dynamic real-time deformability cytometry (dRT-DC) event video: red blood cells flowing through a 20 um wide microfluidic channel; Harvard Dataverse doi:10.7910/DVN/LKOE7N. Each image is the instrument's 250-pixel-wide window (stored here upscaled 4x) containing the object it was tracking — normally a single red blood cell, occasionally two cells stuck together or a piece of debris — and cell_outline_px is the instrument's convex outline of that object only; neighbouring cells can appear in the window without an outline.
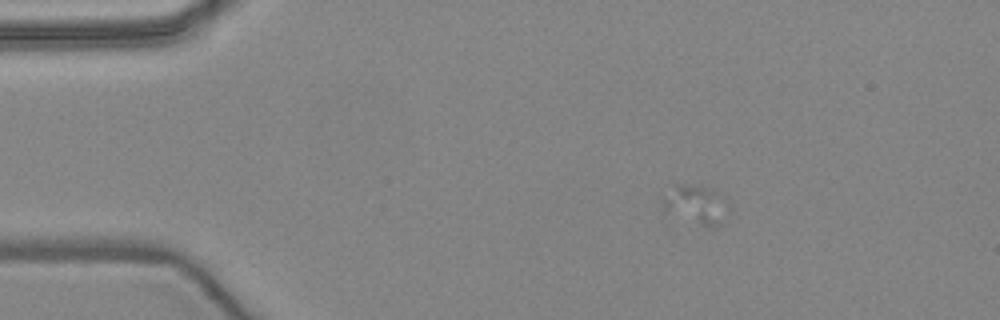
{"species": "common noctule bat (a hibernating species)", "species_latin": "Nyctalus noctula", "temperature_condition": "warm", "stored_images_in_passage": 5, "camera_frame_rate_fps": 3000, "um_per_image_px": 0.085, "animal": {"sex": "female", "body_mass_g": 24.6, "forearm_length_mm": 56.2}, "frame": {"image": 1, "passage_image": 3, "time_ms": 2.0, "image_size_px": [1000, 320], "cell_outline_px": [[728, 220], [712, 228], [708, 228], [664, 212], [660, 204], [676, 184], [692, 184], [708, 188], [724, 196], [728, 200]], "centroid_in_image_um": [59.22, 17.44], "position_along_channel_um": 25.8, "area_um2": 15.32}}
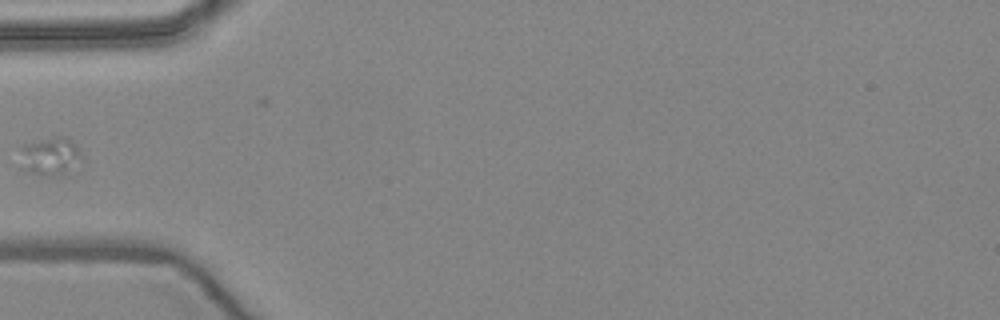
{"frame": {"image": 2, "passage_image": 5, "time_ms": 5.333, "image_size_px": [1000, 320], "cell_outline_px": [[84, 160], [68, 176], [40, 176], [28, 172], [20, 168], [20, 148], [24, 144], [52, 136], [60, 136], [72, 140], [76, 144]], "centroid_in_image_um": [4.3, 13.33], "position_along_channel_um": 80.7, "area_um2": 14.68}}